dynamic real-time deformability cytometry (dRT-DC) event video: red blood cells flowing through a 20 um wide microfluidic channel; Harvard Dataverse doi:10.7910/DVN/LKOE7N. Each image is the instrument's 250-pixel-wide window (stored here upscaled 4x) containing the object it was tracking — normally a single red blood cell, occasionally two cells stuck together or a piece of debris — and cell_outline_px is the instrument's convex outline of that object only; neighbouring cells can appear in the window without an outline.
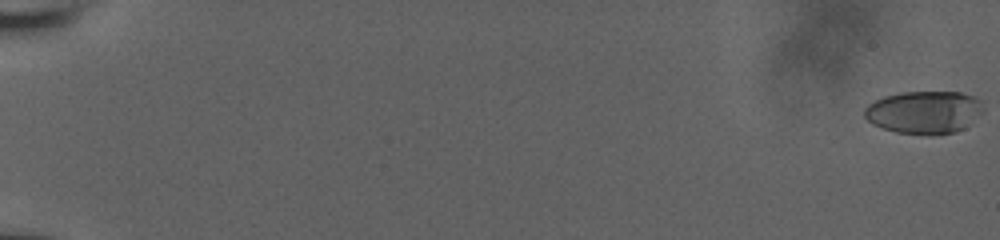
{"species": "human", "species_latin": "Homo sapiens", "temperature_condition": "room temperature", "stored_images_in_passage": 21, "camera_frame_rate_fps": 3000, "um_per_image_px": 0.085, "donor": {"sex": "male"}, "frame": {"image": 1, "passage_image": 1, "time_ms": 0.0, "image_size_px": [1000, 240], "cell_outline_px": [[984, 112], [964, 128], [956, 132], [932, 136], [896, 132], [880, 128], [872, 124], [864, 116], [864, 108], [868, 104], [884, 96], [900, 92], [960, 92], [976, 96], [984, 100]], "centroid_in_image_um": [78.6, 9.54], "position_along_channel_um": 6.4, "area_um2": 30.29}}
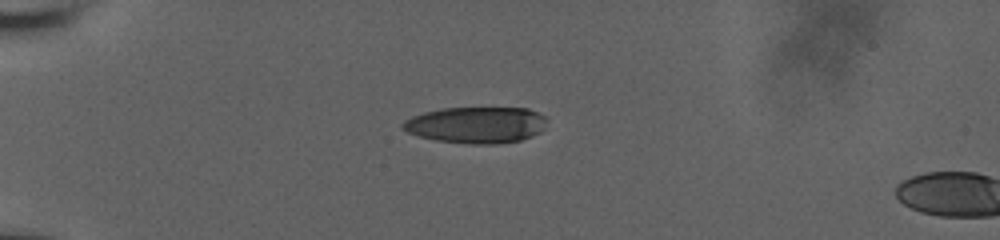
{"frame": {"image": 2, "passage_image": 19, "time_ms": 6.0, "image_size_px": [1000, 240], "cell_outline_px": [[548, 120], [544, 128], [540, 132], [532, 136], [520, 140], [496, 144], [472, 144], [436, 140], [420, 136], [408, 132], [400, 128], [400, 124], [404, 120], [412, 116], [424, 112], [444, 108], [528, 108], [544, 116]], "centroid_in_image_um": [40.48, 10.62], "position_along_channel_um": 44.5, "area_um2": 30.63}}